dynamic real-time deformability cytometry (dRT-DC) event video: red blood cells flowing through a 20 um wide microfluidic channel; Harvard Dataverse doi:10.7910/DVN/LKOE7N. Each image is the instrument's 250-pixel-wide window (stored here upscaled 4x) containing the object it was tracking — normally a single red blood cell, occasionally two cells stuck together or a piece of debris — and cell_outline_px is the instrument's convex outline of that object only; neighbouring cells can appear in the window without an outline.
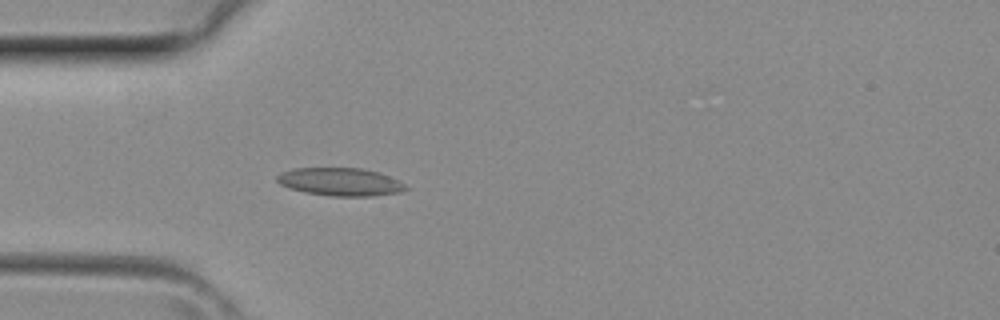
{"species": "common noctule bat (a hibernating species)", "species_latin": "Nyctalus noctula", "temperature_condition": "room temperature", "stored_images_in_passage": 3, "camera_frame_rate_fps": 3000, "um_per_image_px": 0.085, "animal": {"sex": "female", "body_mass_g": 29.2, "forearm_length_mm": 56.3}, "frame": {"image": 1, "passage_image": 3, "time_ms": 0.667, "image_size_px": [1000, 320], "cell_outline_px": [[408, 188], [400, 192], [372, 196], [328, 196], [304, 192], [288, 188], [280, 184], [276, 180], [276, 176], [280, 172], [292, 168], [360, 168], [380, 172], [404, 184]], "centroid_in_image_um": [28.86, 15.45], "position_along_channel_um": 56.1, "area_um2": 21.04}}